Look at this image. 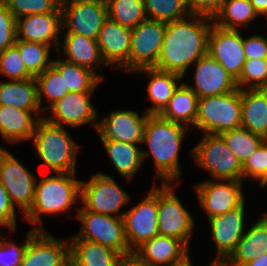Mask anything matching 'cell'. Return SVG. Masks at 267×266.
Returning <instances> with one entry per match:
<instances>
[{
    "label": "cell",
    "instance_id": "obj_32",
    "mask_svg": "<svg viewBox=\"0 0 267 266\" xmlns=\"http://www.w3.org/2000/svg\"><path fill=\"white\" fill-rule=\"evenodd\" d=\"M0 105L42 111L35 78L0 83Z\"/></svg>",
    "mask_w": 267,
    "mask_h": 266
},
{
    "label": "cell",
    "instance_id": "obj_13",
    "mask_svg": "<svg viewBox=\"0 0 267 266\" xmlns=\"http://www.w3.org/2000/svg\"><path fill=\"white\" fill-rule=\"evenodd\" d=\"M148 194L123 216L125 236L129 250L134 252L144 242L158 236L157 182Z\"/></svg>",
    "mask_w": 267,
    "mask_h": 266
},
{
    "label": "cell",
    "instance_id": "obj_15",
    "mask_svg": "<svg viewBox=\"0 0 267 266\" xmlns=\"http://www.w3.org/2000/svg\"><path fill=\"white\" fill-rule=\"evenodd\" d=\"M92 94L94 92H69L47 110L50 115L44 118L51 124L72 129L89 124L96 131L100 116L91 102Z\"/></svg>",
    "mask_w": 267,
    "mask_h": 266
},
{
    "label": "cell",
    "instance_id": "obj_22",
    "mask_svg": "<svg viewBox=\"0 0 267 266\" xmlns=\"http://www.w3.org/2000/svg\"><path fill=\"white\" fill-rule=\"evenodd\" d=\"M62 34V14H29L16 19V38L54 47L57 52Z\"/></svg>",
    "mask_w": 267,
    "mask_h": 266
},
{
    "label": "cell",
    "instance_id": "obj_52",
    "mask_svg": "<svg viewBox=\"0 0 267 266\" xmlns=\"http://www.w3.org/2000/svg\"><path fill=\"white\" fill-rule=\"evenodd\" d=\"M207 266H233V265L229 264L226 260L212 259L211 263Z\"/></svg>",
    "mask_w": 267,
    "mask_h": 266
},
{
    "label": "cell",
    "instance_id": "obj_47",
    "mask_svg": "<svg viewBox=\"0 0 267 266\" xmlns=\"http://www.w3.org/2000/svg\"><path fill=\"white\" fill-rule=\"evenodd\" d=\"M190 14L214 20L224 0H186Z\"/></svg>",
    "mask_w": 267,
    "mask_h": 266
},
{
    "label": "cell",
    "instance_id": "obj_53",
    "mask_svg": "<svg viewBox=\"0 0 267 266\" xmlns=\"http://www.w3.org/2000/svg\"><path fill=\"white\" fill-rule=\"evenodd\" d=\"M190 257L191 255L188 258H186L183 262L171 266H193V261Z\"/></svg>",
    "mask_w": 267,
    "mask_h": 266
},
{
    "label": "cell",
    "instance_id": "obj_36",
    "mask_svg": "<svg viewBox=\"0 0 267 266\" xmlns=\"http://www.w3.org/2000/svg\"><path fill=\"white\" fill-rule=\"evenodd\" d=\"M38 101L43 112L69 93L65 89L64 75H61L52 65L35 77ZM44 98L48 105L42 106Z\"/></svg>",
    "mask_w": 267,
    "mask_h": 266
},
{
    "label": "cell",
    "instance_id": "obj_4",
    "mask_svg": "<svg viewBox=\"0 0 267 266\" xmlns=\"http://www.w3.org/2000/svg\"><path fill=\"white\" fill-rule=\"evenodd\" d=\"M31 141L36 154L54 173H77V156L81 145L75 142L67 128L40 119Z\"/></svg>",
    "mask_w": 267,
    "mask_h": 266
},
{
    "label": "cell",
    "instance_id": "obj_38",
    "mask_svg": "<svg viewBox=\"0 0 267 266\" xmlns=\"http://www.w3.org/2000/svg\"><path fill=\"white\" fill-rule=\"evenodd\" d=\"M238 160L243 164L263 143V137L244 127L234 128L219 134Z\"/></svg>",
    "mask_w": 267,
    "mask_h": 266
},
{
    "label": "cell",
    "instance_id": "obj_17",
    "mask_svg": "<svg viewBox=\"0 0 267 266\" xmlns=\"http://www.w3.org/2000/svg\"><path fill=\"white\" fill-rule=\"evenodd\" d=\"M208 53L233 79L237 80L240 77L247 58L244 53L243 36L239 30L223 29L213 24L208 37Z\"/></svg>",
    "mask_w": 267,
    "mask_h": 266
},
{
    "label": "cell",
    "instance_id": "obj_48",
    "mask_svg": "<svg viewBox=\"0 0 267 266\" xmlns=\"http://www.w3.org/2000/svg\"><path fill=\"white\" fill-rule=\"evenodd\" d=\"M243 47L247 59L267 58V36L261 34L244 36Z\"/></svg>",
    "mask_w": 267,
    "mask_h": 266
},
{
    "label": "cell",
    "instance_id": "obj_14",
    "mask_svg": "<svg viewBox=\"0 0 267 266\" xmlns=\"http://www.w3.org/2000/svg\"><path fill=\"white\" fill-rule=\"evenodd\" d=\"M166 22L145 20L131 30L129 73L157 65Z\"/></svg>",
    "mask_w": 267,
    "mask_h": 266
},
{
    "label": "cell",
    "instance_id": "obj_6",
    "mask_svg": "<svg viewBox=\"0 0 267 266\" xmlns=\"http://www.w3.org/2000/svg\"><path fill=\"white\" fill-rule=\"evenodd\" d=\"M175 186L178 183L157 185L158 232L160 236L181 240L189 248L196 221L178 198Z\"/></svg>",
    "mask_w": 267,
    "mask_h": 266
},
{
    "label": "cell",
    "instance_id": "obj_20",
    "mask_svg": "<svg viewBox=\"0 0 267 266\" xmlns=\"http://www.w3.org/2000/svg\"><path fill=\"white\" fill-rule=\"evenodd\" d=\"M194 84L187 86L198 98L222 95L237 89L236 80L233 79L223 66L209 53L199 58L193 65Z\"/></svg>",
    "mask_w": 267,
    "mask_h": 266
},
{
    "label": "cell",
    "instance_id": "obj_31",
    "mask_svg": "<svg viewBox=\"0 0 267 266\" xmlns=\"http://www.w3.org/2000/svg\"><path fill=\"white\" fill-rule=\"evenodd\" d=\"M198 99V96L183 81L159 115L188 128L191 126L192 130L197 117Z\"/></svg>",
    "mask_w": 267,
    "mask_h": 266
},
{
    "label": "cell",
    "instance_id": "obj_35",
    "mask_svg": "<svg viewBox=\"0 0 267 266\" xmlns=\"http://www.w3.org/2000/svg\"><path fill=\"white\" fill-rule=\"evenodd\" d=\"M108 18L122 27L134 29L147 20L142 0H105Z\"/></svg>",
    "mask_w": 267,
    "mask_h": 266
},
{
    "label": "cell",
    "instance_id": "obj_25",
    "mask_svg": "<svg viewBox=\"0 0 267 266\" xmlns=\"http://www.w3.org/2000/svg\"><path fill=\"white\" fill-rule=\"evenodd\" d=\"M189 249L179 239L158 235L144 242L134 252L151 266H171L188 258L191 253Z\"/></svg>",
    "mask_w": 267,
    "mask_h": 266
},
{
    "label": "cell",
    "instance_id": "obj_46",
    "mask_svg": "<svg viewBox=\"0 0 267 266\" xmlns=\"http://www.w3.org/2000/svg\"><path fill=\"white\" fill-rule=\"evenodd\" d=\"M15 207L11 204L7 191L0 183V227L8 231L17 230V215Z\"/></svg>",
    "mask_w": 267,
    "mask_h": 266
},
{
    "label": "cell",
    "instance_id": "obj_28",
    "mask_svg": "<svg viewBox=\"0 0 267 266\" xmlns=\"http://www.w3.org/2000/svg\"><path fill=\"white\" fill-rule=\"evenodd\" d=\"M115 171L127 182L134 179L142 168V144H131L115 140H100Z\"/></svg>",
    "mask_w": 267,
    "mask_h": 266
},
{
    "label": "cell",
    "instance_id": "obj_10",
    "mask_svg": "<svg viewBox=\"0 0 267 266\" xmlns=\"http://www.w3.org/2000/svg\"><path fill=\"white\" fill-rule=\"evenodd\" d=\"M8 150L0 147V183L23 218L33 204L37 177Z\"/></svg>",
    "mask_w": 267,
    "mask_h": 266
},
{
    "label": "cell",
    "instance_id": "obj_49",
    "mask_svg": "<svg viewBox=\"0 0 267 266\" xmlns=\"http://www.w3.org/2000/svg\"><path fill=\"white\" fill-rule=\"evenodd\" d=\"M117 266H151L142 260L135 252L121 255Z\"/></svg>",
    "mask_w": 267,
    "mask_h": 266
},
{
    "label": "cell",
    "instance_id": "obj_16",
    "mask_svg": "<svg viewBox=\"0 0 267 266\" xmlns=\"http://www.w3.org/2000/svg\"><path fill=\"white\" fill-rule=\"evenodd\" d=\"M148 116L149 113L145 110L141 115L131 109H113L98 120L96 132L100 140L142 144Z\"/></svg>",
    "mask_w": 267,
    "mask_h": 266
},
{
    "label": "cell",
    "instance_id": "obj_30",
    "mask_svg": "<svg viewBox=\"0 0 267 266\" xmlns=\"http://www.w3.org/2000/svg\"><path fill=\"white\" fill-rule=\"evenodd\" d=\"M70 263L73 266H117L122 254L100 243L69 239Z\"/></svg>",
    "mask_w": 267,
    "mask_h": 266
},
{
    "label": "cell",
    "instance_id": "obj_41",
    "mask_svg": "<svg viewBox=\"0 0 267 266\" xmlns=\"http://www.w3.org/2000/svg\"><path fill=\"white\" fill-rule=\"evenodd\" d=\"M16 19L29 14L61 13V0H1Z\"/></svg>",
    "mask_w": 267,
    "mask_h": 266
},
{
    "label": "cell",
    "instance_id": "obj_9",
    "mask_svg": "<svg viewBox=\"0 0 267 266\" xmlns=\"http://www.w3.org/2000/svg\"><path fill=\"white\" fill-rule=\"evenodd\" d=\"M75 217L81 226L69 239H83L100 243L120 254L131 253L125 236L123 218L85 210L76 205Z\"/></svg>",
    "mask_w": 267,
    "mask_h": 266
},
{
    "label": "cell",
    "instance_id": "obj_40",
    "mask_svg": "<svg viewBox=\"0 0 267 266\" xmlns=\"http://www.w3.org/2000/svg\"><path fill=\"white\" fill-rule=\"evenodd\" d=\"M236 84L240 90L267 88V58L247 59Z\"/></svg>",
    "mask_w": 267,
    "mask_h": 266
},
{
    "label": "cell",
    "instance_id": "obj_11",
    "mask_svg": "<svg viewBox=\"0 0 267 266\" xmlns=\"http://www.w3.org/2000/svg\"><path fill=\"white\" fill-rule=\"evenodd\" d=\"M60 9L62 33H76L95 40L108 18L105 0H61Z\"/></svg>",
    "mask_w": 267,
    "mask_h": 266
},
{
    "label": "cell",
    "instance_id": "obj_37",
    "mask_svg": "<svg viewBox=\"0 0 267 266\" xmlns=\"http://www.w3.org/2000/svg\"><path fill=\"white\" fill-rule=\"evenodd\" d=\"M19 52L27 71L35 78L52 65L51 46L16 39L14 44ZM52 58V59H51Z\"/></svg>",
    "mask_w": 267,
    "mask_h": 266
},
{
    "label": "cell",
    "instance_id": "obj_54",
    "mask_svg": "<svg viewBox=\"0 0 267 266\" xmlns=\"http://www.w3.org/2000/svg\"><path fill=\"white\" fill-rule=\"evenodd\" d=\"M263 143L267 147V133L263 136Z\"/></svg>",
    "mask_w": 267,
    "mask_h": 266
},
{
    "label": "cell",
    "instance_id": "obj_34",
    "mask_svg": "<svg viewBox=\"0 0 267 266\" xmlns=\"http://www.w3.org/2000/svg\"><path fill=\"white\" fill-rule=\"evenodd\" d=\"M257 17L259 15L249 0H224L213 23L223 29L239 30L251 26Z\"/></svg>",
    "mask_w": 267,
    "mask_h": 266
},
{
    "label": "cell",
    "instance_id": "obj_50",
    "mask_svg": "<svg viewBox=\"0 0 267 266\" xmlns=\"http://www.w3.org/2000/svg\"><path fill=\"white\" fill-rule=\"evenodd\" d=\"M259 17L267 15V0H249Z\"/></svg>",
    "mask_w": 267,
    "mask_h": 266
},
{
    "label": "cell",
    "instance_id": "obj_1",
    "mask_svg": "<svg viewBox=\"0 0 267 266\" xmlns=\"http://www.w3.org/2000/svg\"><path fill=\"white\" fill-rule=\"evenodd\" d=\"M213 20L189 14L166 23V31L157 65L154 67L186 77L192 65L208 53V37Z\"/></svg>",
    "mask_w": 267,
    "mask_h": 266
},
{
    "label": "cell",
    "instance_id": "obj_45",
    "mask_svg": "<svg viewBox=\"0 0 267 266\" xmlns=\"http://www.w3.org/2000/svg\"><path fill=\"white\" fill-rule=\"evenodd\" d=\"M16 18L0 0V53L16 41Z\"/></svg>",
    "mask_w": 267,
    "mask_h": 266
},
{
    "label": "cell",
    "instance_id": "obj_23",
    "mask_svg": "<svg viewBox=\"0 0 267 266\" xmlns=\"http://www.w3.org/2000/svg\"><path fill=\"white\" fill-rule=\"evenodd\" d=\"M57 53L66 62L88 68L102 80L105 79L104 75L98 73L108 66L102 59L97 40L76 33H62Z\"/></svg>",
    "mask_w": 267,
    "mask_h": 266
},
{
    "label": "cell",
    "instance_id": "obj_24",
    "mask_svg": "<svg viewBox=\"0 0 267 266\" xmlns=\"http://www.w3.org/2000/svg\"><path fill=\"white\" fill-rule=\"evenodd\" d=\"M42 112L0 105V137L10 145L31 141Z\"/></svg>",
    "mask_w": 267,
    "mask_h": 266
},
{
    "label": "cell",
    "instance_id": "obj_2",
    "mask_svg": "<svg viewBox=\"0 0 267 266\" xmlns=\"http://www.w3.org/2000/svg\"><path fill=\"white\" fill-rule=\"evenodd\" d=\"M187 126L164 119L159 114H149L143 135V144L148 150L142 149L143 162L152 157L155 179L161 183H180L182 169L179 151L187 137Z\"/></svg>",
    "mask_w": 267,
    "mask_h": 266
},
{
    "label": "cell",
    "instance_id": "obj_44",
    "mask_svg": "<svg viewBox=\"0 0 267 266\" xmlns=\"http://www.w3.org/2000/svg\"><path fill=\"white\" fill-rule=\"evenodd\" d=\"M36 229L27 231L23 244L19 245L13 240H5V237L0 233V266H20L24 258V254L31 236L36 232Z\"/></svg>",
    "mask_w": 267,
    "mask_h": 266
},
{
    "label": "cell",
    "instance_id": "obj_33",
    "mask_svg": "<svg viewBox=\"0 0 267 266\" xmlns=\"http://www.w3.org/2000/svg\"><path fill=\"white\" fill-rule=\"evenodd\" d=\"M52 61V66L64 75L65 89L69 92H95L102 79L88 68L63 60L60 56Z\"/></svg>",
    "mask_w": 267,
    "mask_h": 266
},
{
    "label": "cell",
    "instance_id": "obj_7",
    "mask_svg": "<svg viewBox=\"0 0 267 266\" xmlns=\"http://www.w3.org/2000/svg\"><path fill=\"white\" fill-rule=\"evenodd\" d=\"M190 151L195 164L212 179L243 181L242 164L219 134H203Z\"/></svg>",
    "mask_w": 267,
    "mask_h": 266
},
{
    "label": "cell",
    "instance_id": "obj_39",
    "mask_svg": "<svg viewBox=\"0 0 267 266\" xmlns=\"http://www.w3.org/2000/svg\"><path fill=\"white\" fill-rule=\"evenodd\" d=\"M148 20L172 22L187 17L190 12L186 0H142Z\"/></svg>",
    "mask_w": 267,
    "mask_h": 266
},
{
    "label": "cell",
    "instance_id": "obj_5",
    "mask_svg": "<svg viewBox=\"0 0 267 266\" xmlns=\"http://www.w3.org/2000/svg\"><path fill=\"white\" fill-rule=\"evenodd\" d=\"M241 90L198 99L195 128L203 134H220L241 127Z\"/></svg>",
    "mask_w": 267,
    "mask_h": 266
},
{
    "label": "cell",
    "instance_id": "obj_27",
    "mask_svg": "<svg viewBox=\"0 0 267 266\" xmlns=\"http://www.w3.org/2000/svg\"><path fill=\"white\" fill-rule=\"evenodd\" d=\"M251 224L234 251L226 259L233 266H244L259 255L267 253V212Z\"/></svg>",
    "mask_w": 267,
    "mask_h": 266
},
{
    "label": "cell",
    "instance_id": "obj_19",
    "mask_svg": "<svg viewBox=\"0 0 267 266\" xmlns=\"http://www.w3.org/2000/svg\"><path fill=\"white\" fill-rule=\"evenodd\" d=\"M246 200L225 214L207 218L211 238L216 245L215 260H226L234 251L246 228Z\"/></svg>",
    "mask_w": 267,
    "mask_h": 266
},
{
    "label": "cell",
    "instance_id": "obj_26",
    "mask_svg": "<svg viewBox=\"0 0 267 266\" xmlns=\"http://www.w3.org/2000/svg\"><path fill=\"white\" fill-rule=\"evenodd\" d=\"M142 74L149 81L146 87L148 99L152 105L144 110L149 114H159L168 104L177 87L184 81L179 74L152 68H141L132 73ZM144 74V75H143Z\"/></svg>",
    "mask_w": 267,
    "mask_h": 266
},
{
    "label": "cell",
    "instance_id": "obj_42",
    "mask_svg": "<svg viewBox=\"0 0 267 266\" xmlns=\"http://www.w3.org/2000/svg\"><path fill=\"white\" fill-rule=\"evenodd\" d=\"M242 172L243 182L251 179L261 189L267 187V147L264 143L245 160L242 164Z\"/></svg>",
    "mask_w": 267,
    "mask_h": 266
},
{
    "label": "cell",
    "instance_id": "obj_12",
    "mask_svg": "<svg viewBox=\"0 0 267 266\" xmlns=\"http://www.w3.org/2000/svg\"><path fill=\"white\" fill-rule=\"evenodd\" d=\"M243 181L207 179L194 184L193 190L200 207L210 218L239 207L246 199Z\"/></svg>",
    "mask_w": 267,
    "mask_h": 266
},
{
    "label": "cell",
    "instance_id": "obj_43",
    "mask_svg": "<svg viewBox=\"0 0 267 266\" xmlns=\"http://www.w3.org/2000/svg\"><path fill=\"white\" fill-rule=\"evenodd\" d=\"M0 74L10 81L34 78L25 67L18 48L13 45L0 53Z\"/></svg>",
    "mask_w": 267,
    "mask_h": 266
},
{
    "label": "cell",
    "instance_id": "obj_8",
    "mask_svg": "<svg viewBox=\"0 0 267 266\" xmlns=\"http://www.w3.org/2000/svg\"><path fill=\"white\" fill-rule=\"evenodd\" d=\"M88 181H81L80 204L85 210L123 218V207L130 204L131 194L122 189L110 175L94 173ZM122 211V212H121Z\"/></svg>",
    "mask_w": 267,
    "mask_h": 266
},
{
    "label": "cell",
    "instance_id": "obj_18",
    "mask_svg": "<svg viewBox=\"0 0 267 266\" xmlns=\"http://www.w3.org/2000/svg\"><path fill=\"white\" fill-rule=\"evenodd\" d=\"M69 263V237L59 239L46 229L37 230L31 236L20 266H67Z\"/></svg>",
    "mask_w": 267,
    "mask_h": 266
},
{
    "label": "cell",
    "instance_id": "obj_21",
    "mask_svg": "<svg viewBox=\"0 0 267 266\" xmlns=\"http://www.w3.org/2000/svg\"><path fill=\"white\" fill-rule=\"evenodd\" d=\"M131 29L107 18L99 32L97 43L108 67L129 73Z\"/></svg>",
    "mask_w": 267,
    "mask_h": 266
},
{
    "label": "cell",
    "instance_id": "obj_51",
    "mask_svg": "<svg viewBox=\"0 0 267 266\" xmlns=\"http://www.w3.org/2000/svg\"><path fill=\"white\" fill-rule=\"evenodd\" d=\"M244 266H267V253L259 255L253 261L246 263Z\"/></svg>",
    "mask_w": 267,
    "mask_h": 266
},
{
    "label": "cell",
    "instance_id": "obj_29",
    "mask_svg": "<svg viewBox=\"0 0 267 266\" xmlns=\"http://www.w3.org/2000/svg\"><path fill=\"white\" fill-rule=\"evenodd\" d=\"M241 126L264 136L267 133V88L241 90Z\"/></svg>",
    "mask_w": 267,
    "mask_h": 266
},
{
    "label": "cell",
    "instance_id": "obj_3",
    "mask_svg": "<svg viewBox=\"0 0 267 266\" xmlns=\"http://www.w3.org/2000/svg\"><path fill=\"white\" fill-rule=\"evenodd\" d=\"M54 174L37 178L33 204L22 219L32 224L33 229L46 230L42 218L44 214L66 215L75 209L73 205L76 202L80 203L82 180L76 179V173Z\"/></svg>",
    "mask_w": 267,
    "mask_h": 266
}]
</instances>
